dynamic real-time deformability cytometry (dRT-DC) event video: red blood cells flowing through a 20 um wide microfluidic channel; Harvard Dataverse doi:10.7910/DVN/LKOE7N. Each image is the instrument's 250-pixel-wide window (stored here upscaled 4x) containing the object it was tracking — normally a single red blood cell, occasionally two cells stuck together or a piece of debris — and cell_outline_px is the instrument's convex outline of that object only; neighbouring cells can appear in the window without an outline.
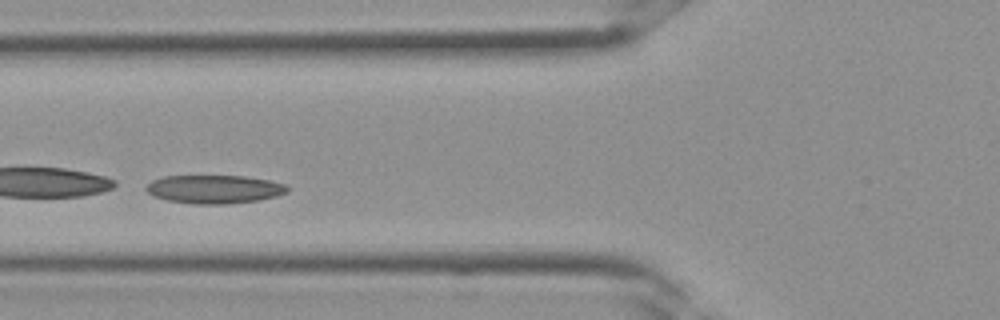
{"species": "Egyptian fruit bat (a non-hibernating species)", "species_latin": "Rousettus aegyptiacus", "temperature_condition": "room temperature", "stored_images_in_passage": 28, "camera_frame_rate_fps": 3000, "um_per_image_px": 0.085, "frame": {"image": 1, "passage_image": 7, "time_ms": 2.0, "image_size_px": [1000, 320], "cell_outline_px": [[288, 192], [276, 196], [260, 200], [224, 204], [192, 204], [168, 200], [152, 196], [144, 188], [152, 180], [164, 176], [244, 176], [268, 180], [284, 184], [288, 188]], "centroid_in_image_um": [18.19, 16.08], "position_along_channel_um": 107.6, "area_um2": 23.35}}
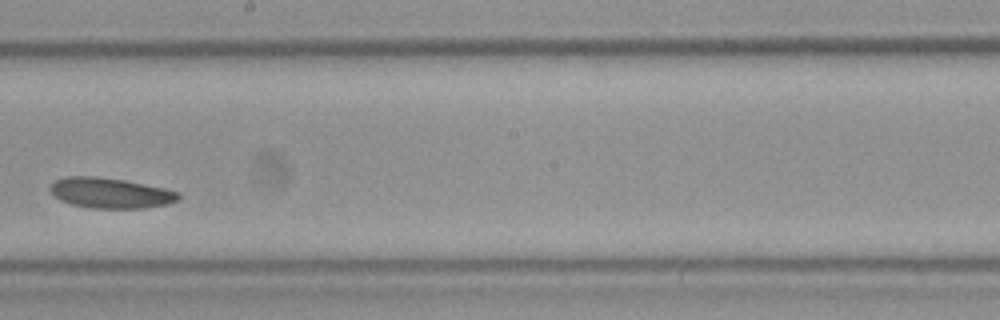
{"frame": {"image": 2, "passage_image": 14, "time_ms": 4.333, "image_size_px": [1000, 320], "cell_outline_px": [[180, 196], [176, 200], [168, 204], [144, 208], [92, 208], [72, 204], [60, 200], [48, 188], [56, 180], [64, 176], [96, 176], [124, 180], [164, 188], [180, 192]], "centroid_in_image_um": [9.38, 16.4], "position_along_channel_um": 238.8, "area_um2": 22.6}}
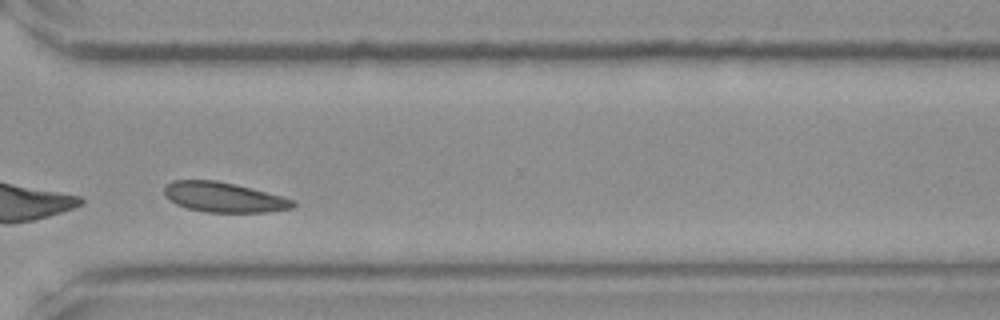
{"frame": {"image": 3, "passage_image": 20, "time_ms": 6.333, "image_size_px": [1000, 320], "cell_outline_px": [[296, 204], [292, 208], [268, 212], [204, 212], [188, 208], [176, 204], [164, 196], [164, 188], [172, 180], [216, 180], [296, 200]], "centroid_in_image_um": [18.99, 16.77], "position_along_channel_um": 351.6, "area_um2": 22.2}}